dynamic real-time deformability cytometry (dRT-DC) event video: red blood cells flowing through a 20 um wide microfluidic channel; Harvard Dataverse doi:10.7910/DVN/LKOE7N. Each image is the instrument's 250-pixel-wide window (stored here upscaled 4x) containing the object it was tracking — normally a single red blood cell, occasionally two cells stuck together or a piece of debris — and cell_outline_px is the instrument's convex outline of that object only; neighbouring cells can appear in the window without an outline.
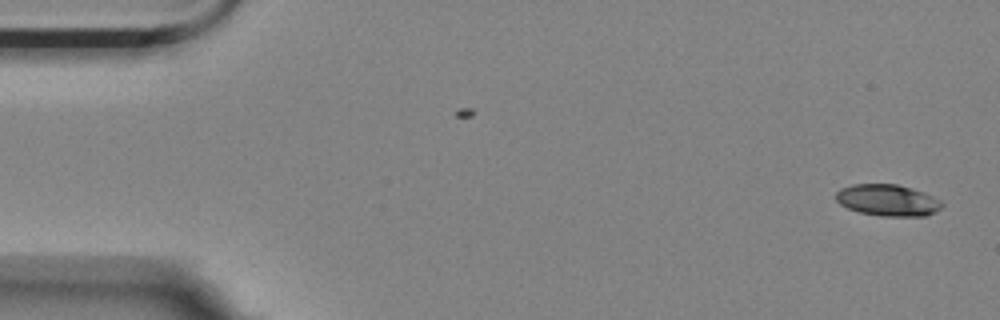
{"species": "Egyptian fruit bat (a non-hibernating species)", "species_latin": "Rousettus aegyptiacus", "temperature_condition": "room temperature", "stored_images_in_passage": 11, "camera_frame_rate_fps": 3000, "um_per_image_px": 0.085, "animal": {"sex": "female"}, "frame": {"image": 1, "passage_image": 1, "time_ms": 0.0, "image_size_px": [1000, 320], "cell_outline_px": [[944, 204], [940, 208], [924, 216], [880, 216], [860, 212], [848, 208], [840, 204], [836, 200], [836, 192], [840, 188], [852, 184], [896, 184], [912, 188], [924, 192], [940, 200]], "centroid_in_image_um": [75.43, 17.01], "position_along_channel_um": 9.6, "area_um2": 19.42}}